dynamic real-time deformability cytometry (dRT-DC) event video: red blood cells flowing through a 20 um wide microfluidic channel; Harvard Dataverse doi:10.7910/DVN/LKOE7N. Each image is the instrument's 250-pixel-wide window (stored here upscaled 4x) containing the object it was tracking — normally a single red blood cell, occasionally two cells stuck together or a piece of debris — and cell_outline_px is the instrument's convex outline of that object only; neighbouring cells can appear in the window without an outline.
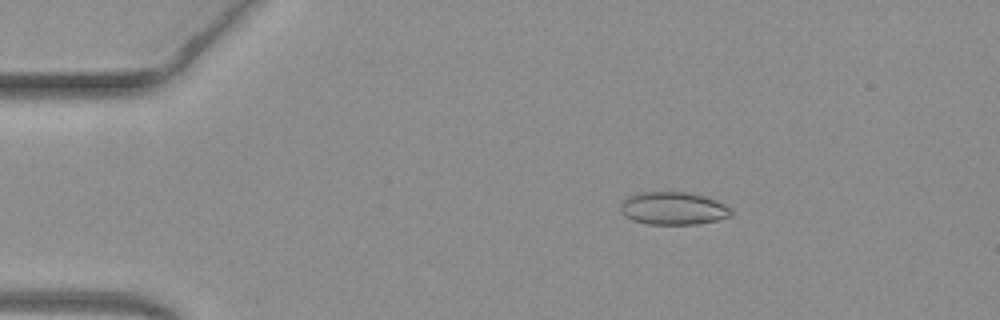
{"species": "common noctule bat (a hibernating species)", "species_latin": "Nyctalus noctula", "temperature_condition": "warm", "stored_images_in_passage": 51, "camera_frame_rate_fps": 3000, "um_per_image_px": 0.085, "animal": {"sex": "female", "body_mass_g": 19.3, "forearm_length_mm": 54.1}, "frame": {"image": 1, "passage_image": 9, "time_ms": 2.667, "image_size_px": [1000, 320], "cell_outline_px": [[732, 216], [716, 220], [696, 224], [648, 224], [632, 220], [624, 216], [620, 208], [620, 204], [628, 196], [640, 192], [692, 192], [716, 200], [724, 204], [732, 212]], "centroid_in_image_um": [57.21, 17.71], "position_along_channel_um": 27.8, "area_um2": 21.15}}
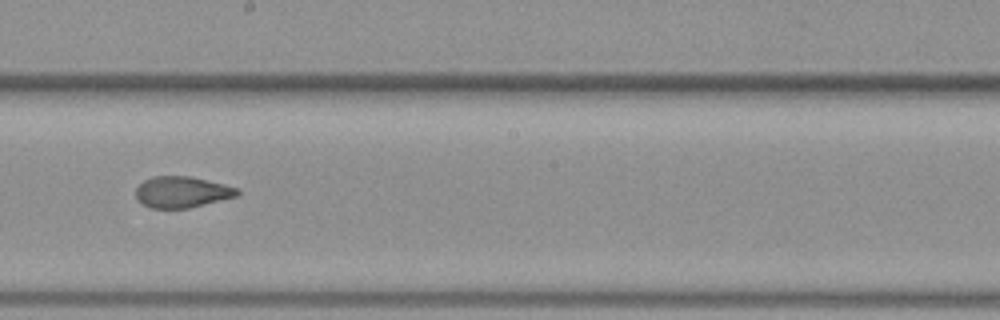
{"frame": {"image": 2, "passage_image": 29, "time_ms": 9.333, "image_size_px": [1000, 320], "cell_outline_px": [[240, 192], [236, 196], [188, 208], [148, 208], [136, 196], [136, 188], [144, 180], [152, 176], [192, 176], [236, 188]], "centroid_in_image_um": [15.43, 16.31], "position_along_channel_um": 232.8, "area_um2": 18.15}}
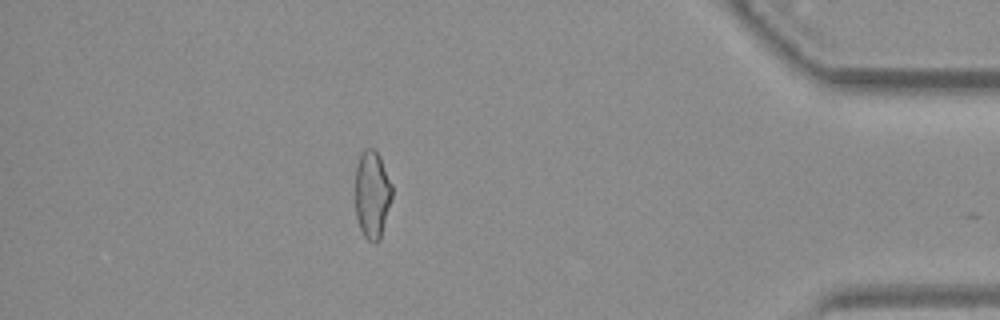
{"frame": {"image": 3, "passage_image": 45, "time_ms": 14.667, "image_size_px": [1000, 320], "cell_outline_px": [[392, 196], [380, 240], [376, 244], [372, 244], [364, 236], [360, 228], [356, 216], [356, 164], [364, 148], [372, 148], [380, 156], [392, 184]], "centroid_in_image_um": [31.64, 16.55], "position_along_channel_um": 403.6, "area_um2": 18.84}, "authors_computed_cell_mechanics": {"area_um2": 19.363, "velocity_mm_per_s": 4.0461, "shape_relaxation_time_tau1_ms": null, "shape_relaxation_time_tau2_ms": 1.0025, "deformation_change_tau1": null, "deformation_change_tau2": 0.0524}}